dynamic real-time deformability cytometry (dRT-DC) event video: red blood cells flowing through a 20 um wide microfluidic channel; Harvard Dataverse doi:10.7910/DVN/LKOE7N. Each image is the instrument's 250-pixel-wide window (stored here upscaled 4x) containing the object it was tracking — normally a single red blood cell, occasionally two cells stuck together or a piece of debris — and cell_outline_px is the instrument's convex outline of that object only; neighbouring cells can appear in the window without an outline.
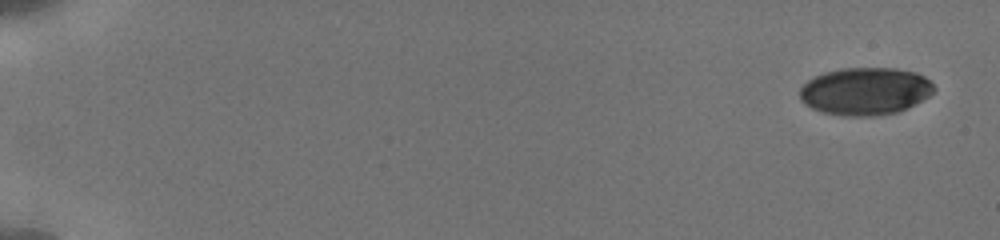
{"species": "human", "species_latin": "Homo sapiens", "temperature_condition": "cold", "stored_images_in_passage": 13, "camera_frame_rate_fps": 3000, "um_per_image_px": 0.085, "donor": {"sex": "male"}, "frame": {"image": 1, "passage_image": 1, "time_ms": 0.0, "image_size_px": [1000, 240], "cell_outline_px": [[936, 88], [928, 96], [900, 112], [880, 116], [844, 116], [820, 112], [804, 104], [800, 100], [800, 88], [808, 80], [824, 72], [844, 68], [896, 68], [916, 72], [924, 76]], "centroid_in_image_um": [73.53, 7.76], "position_along_channel_um": 11.5, "area_um2": 37.4}}
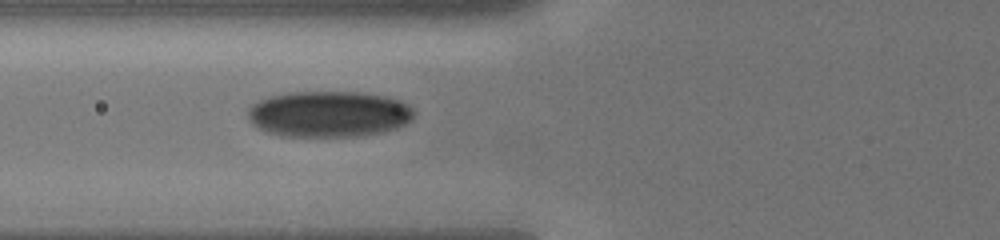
{"frame": {"image": 2, "passage_image": 11, "time_ms": 7.0, "image_size_px": [1000, 240], "cell_outline_px": [[416, 112], [412, 120], [396, 128], [384, 132], [360, 136], [280, 136], [268, 132], [252, 124], [248, 120], [248, 108], [252, 104], [260, 100], [272, 96], [288, 92], [360, 92], [388, 96], [400, 100], [408, 104]], "centroid_in_image_um": [27.98, 9.69], "position_along_channel_um": 97.8, "area_um2": 44.91}}
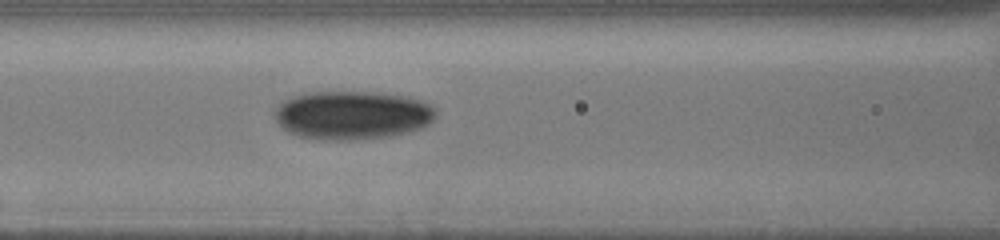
{"frame": {"image": 3, "passage_image": 13, "time_ms": 8.0, "image_size_px": [1000, 240], "cell_outline_px": [[436, 116], [428, 124], [420, 128], [408, 132], [392, 136], [352, 140], [324, 140], [300, 136], [288, 132], [276, 120], [276, 108], [284, 100], [292, 96], [308, 92], [372, 92], [408, 96], [432, 104], [436, 108]], "centroid_in_image_um": [29.98, 9.78], "position_along_channel_um": 136.6, "area_um2": 45.72}}